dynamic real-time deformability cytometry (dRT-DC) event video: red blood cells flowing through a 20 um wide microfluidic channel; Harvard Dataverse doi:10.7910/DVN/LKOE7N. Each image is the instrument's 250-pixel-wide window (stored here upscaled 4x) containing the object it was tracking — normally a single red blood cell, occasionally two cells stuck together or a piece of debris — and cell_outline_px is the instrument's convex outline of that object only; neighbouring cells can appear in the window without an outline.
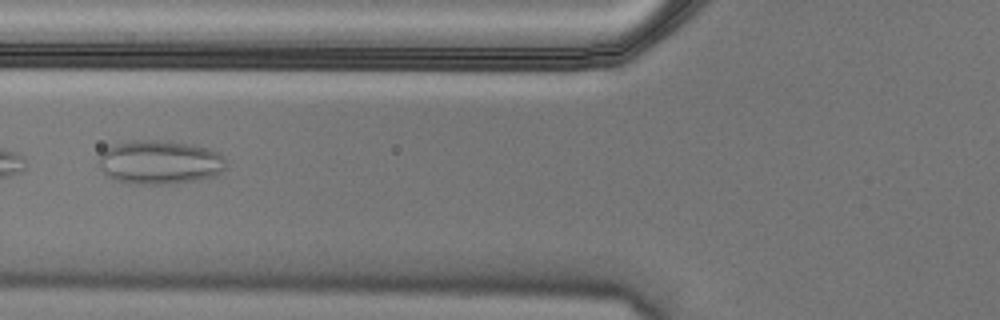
{"species": "Egyptian fruit bat (a non-hibernating species)", "species_latin": "Rousettus aegyptiacus", "temperature_condition": "cold", "stored_images_in_passage": 6, "camera_frame_rate_fps": 3000, "um_per_image_px": 0.085, "animal": {"sex": "male"}, "frame": {"image": 1, "passage_image": 2, "time_ms": 0.333, "image_size_px": [1000, 320], "cell_outline_px": [[228, 164], [216, 176], [200, 180], [172, 184], [132, 184], [112, 180], [100, 168], [100, 152], [116, 144], [132, 140], [156, 140], [188, 144], [208, 148], [220, 152], [228, 160]], "centroid_in_image_um": [13.62, 13.81], "position_along_channel_um": 112.2, "area_um2": 32.95}}
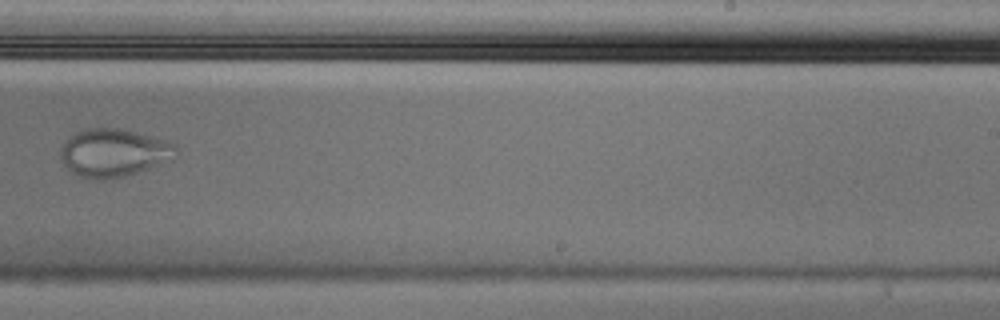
{"frame": {"image": 2, "passage_image": 6, "time_ms": 1.667, "image_size_px": [1000, 320], "cell_outline_px": [[180, 152], [176, 160], [124, 176], [96, 180], [88, 180], [76, 176], [64, 164], [60, 156], [60, 148], [68, 136], [84, 128], [120, 128], [168, 140], [176, 144]], "centroid_in_image_um": [9.71, 12.99], "position_along_channel_um": 279.3, "area_um2": 33.12}}